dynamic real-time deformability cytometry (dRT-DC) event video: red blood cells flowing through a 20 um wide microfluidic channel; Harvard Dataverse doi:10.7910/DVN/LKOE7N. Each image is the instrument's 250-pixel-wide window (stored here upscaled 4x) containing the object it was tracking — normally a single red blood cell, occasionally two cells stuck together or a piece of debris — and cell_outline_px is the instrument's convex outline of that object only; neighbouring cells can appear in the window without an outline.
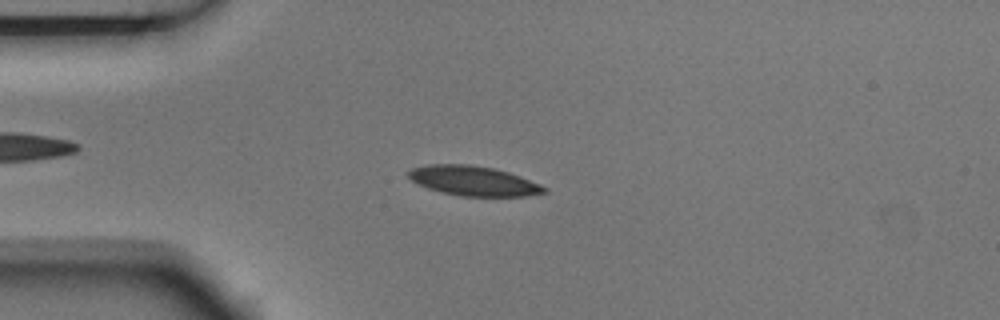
{"species": "Egyptian fruit bat (a non-hibernating species)", "species_latin": "Rousettus aegyptiacus", "temperature_condition": "room temperature", "stored_images_in_passage": 9, "camera_frame_rate_fps": 3000, "um_per_image_px": 0.085, "animal": {"sex": "male"}, "frame": {"image": 1, "passage_image": 4, "time_ms": 1.0, "image_size_px": [1000, 320], "cell_outline_px": [[548, 192], [524, 196], [460, 196], [440, 192], [428, 188], [412, 180], [408, 176], [408, 172], [412, 168], [428, 164], [468, 164], [492, 168], [508, 172], [520, 176], [540, 184], [548, 188]], "centroid_in_image_um": [40.26, 15.37], "position_along_channel_um": 44.7, "area_um2": 23.41}}
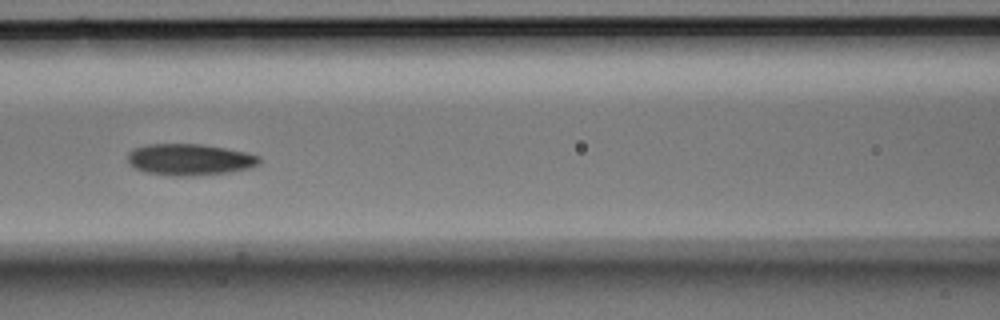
{"frame": {"image": 2, "passage_image": 7, "time_ms": 2.0, "image_size_px": [1000, 320], "cell_outline_px": [[260, 164], [248, 168], [228, 172], [192, 176], [168, 176], [144, 172], [136, 168], [128, 160], [128, 152], [132, 148], [148, 144], [200, 144], [224, 148], [244, 152], [260, 156]], "centroid_in_image_um": [16.09, 13.56], "position_along_channel_um": 150.5, "area_um2": 24.1}}
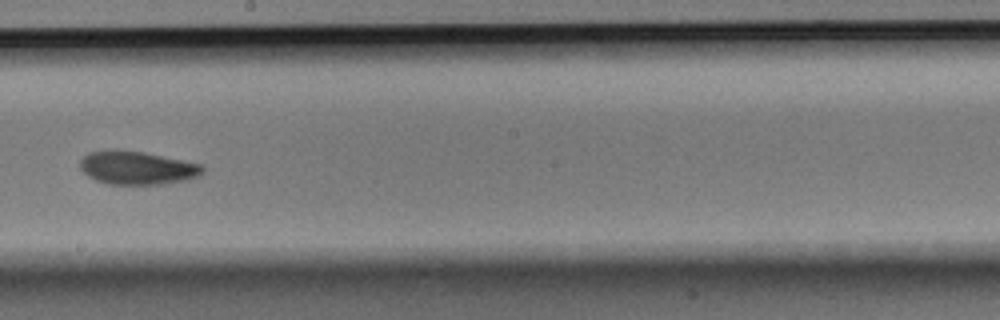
{"frame": {"image": 3, "passage_image": 9, "time_ms": 2.667, "image_size_px": [1000, 320], "cell_outline_px": [[204, 172], [200, 176], [188, 180], [160, 184], [108, 184], [96, 180], [88, 176], [80, 168], [80, 160], [88, 152], [112, 148], [116, 148], [144, 152], [204, 164]], "centroid_in_image_um": [11.67, 14.24], "position_along_channel_um": 236.5, "area_um2": 24.28}}